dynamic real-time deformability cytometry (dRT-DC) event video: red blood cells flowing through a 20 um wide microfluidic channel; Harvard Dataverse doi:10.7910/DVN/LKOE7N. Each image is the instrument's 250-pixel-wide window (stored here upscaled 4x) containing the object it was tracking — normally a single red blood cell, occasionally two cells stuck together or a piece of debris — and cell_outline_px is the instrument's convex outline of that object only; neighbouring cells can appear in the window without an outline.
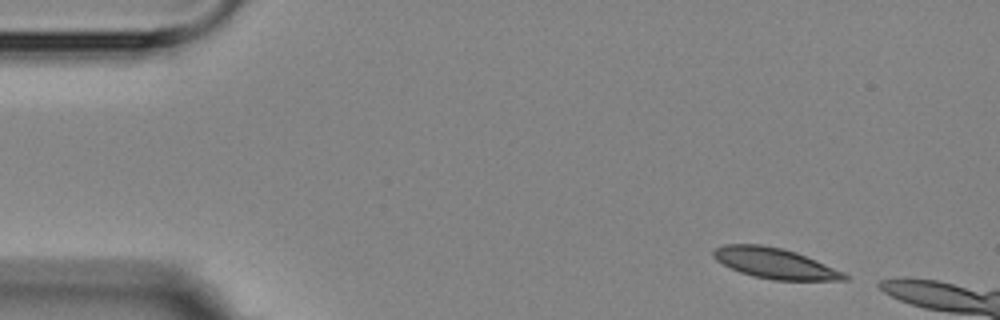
{"species": "Egyptian fruit bat (a non-hibernating species)", "species_latin": "Rousettus aegyptiacus", "temperature_condition": "room temperature", "stored_images_in_passage": 3, "camera_frame_rate_fps": 3000, "um_per_image_px": 0.085, "animal": {"sex": "female"}, "frame": {"image": 1, "passage_image": 1, "time_ms": 0.0, "image_size_px": [1000, 320], "cell_outline_px": [[848, 280], [772, 280], [752, 276], [740, 272], [716, 260], [712, 256], [712, 252], [716, 248], [724, 244], [760, 244], [780, 248], [796, 252], [816, 260], [844, 272], [848, 276]], "centroid_in_image_um": [65.85, 22.38], "position_along_channel_um": 19.1, "area_um2": 23.18}}